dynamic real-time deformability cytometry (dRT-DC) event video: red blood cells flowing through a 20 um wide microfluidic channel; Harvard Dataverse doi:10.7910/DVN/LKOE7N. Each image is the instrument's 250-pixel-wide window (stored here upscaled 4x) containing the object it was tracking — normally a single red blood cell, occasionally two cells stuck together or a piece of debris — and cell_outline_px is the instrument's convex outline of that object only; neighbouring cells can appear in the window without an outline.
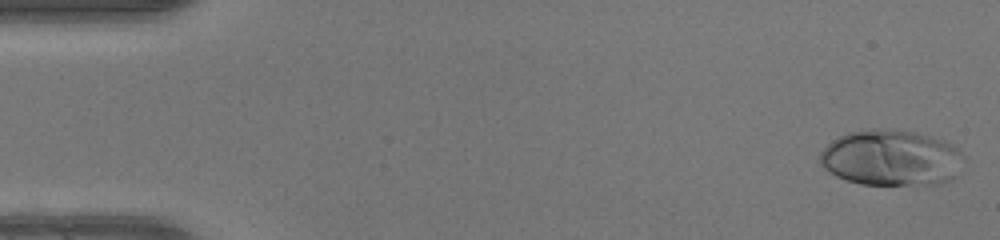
{"species": "human", "species_latin": "Homo sapiens", "temperature_condition": "warm", "stored_images_in_passage": 49, "camera_frame_rate_fps": 3000, "um_per_image_px": 0.085, "donor": {"sex": "female"}, "frame": {"image": 1, "passage_image": 1, "time_ms": 0.0, "image_size_px": [1000, 240], "cell_outline_px": [[964, 160], [956, 176], [952, 180], [936, 184], [860, 184], [836, 176], [828, 172], [820, 164], [820, 152], [832, 140], [848, 132], [872, 128], [884, 128], [916, 132], [932, 136], [944, 140], [952, 144], [964, 156]], "centroid_in_image_um": [75.76, 13.41], "position_along_channel_um": 9.2, "area_um2": 47.16}}
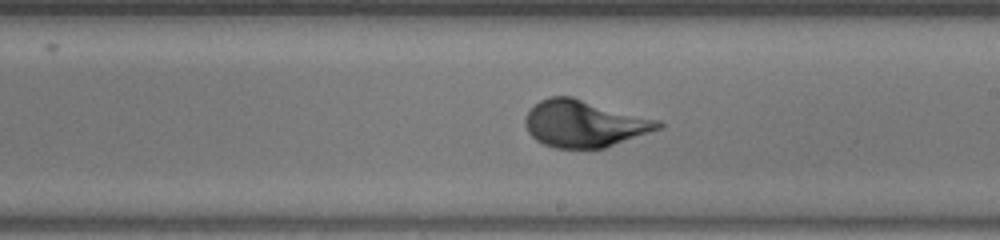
{"frame": {"image": 2, "passage_image": 28, "time_ms": 9.0, "image_size_px": [1000, 240], "cell_outline_px": [[664, 124], [660, 128], [604, 148], [556, 148], [544, 144], [536, 140], [528, 132], [524, 124], [524, 120], [528, 112], [540, 100], [548, 96], [572, 96], [660, 120]], "centroid_in_image_um": [49.65, 10.5], "position_along_channel_um": 239.4, "area_um2": 36.18}}
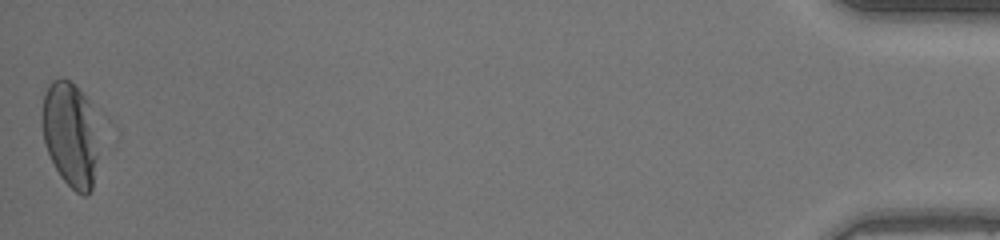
{"frame": {"image": 3, "passage_image": 49, "time_ms": 16.0, "image_size_px": [1000, 240], "cell_outline_px": [[96, 160], [92, 188], [88, 196], [84, 196], [76, 192], [60, 176], [48, 152], [44, 140], [40, 124], [40, 120], [44, 92], [48, 84], [52, 80], [60, 76], [68, 80], [88, 100], [96, 152]], "centroid_in_image_um": [5.89, 11.41], "position_along_channel_um": 429.3, "area_um2": 33.7}, "authors_computed_cell_mechanics": {"area_um2": 36.2406, "velocity_mm_per_s": 4.1394, "shape_relaxation_time_tau1_ms": 3.0855, "shape_relaxation_time_tau2_ms": null, "deformation_change_tau1": 0.2, "deformation_change_tau2": null}}